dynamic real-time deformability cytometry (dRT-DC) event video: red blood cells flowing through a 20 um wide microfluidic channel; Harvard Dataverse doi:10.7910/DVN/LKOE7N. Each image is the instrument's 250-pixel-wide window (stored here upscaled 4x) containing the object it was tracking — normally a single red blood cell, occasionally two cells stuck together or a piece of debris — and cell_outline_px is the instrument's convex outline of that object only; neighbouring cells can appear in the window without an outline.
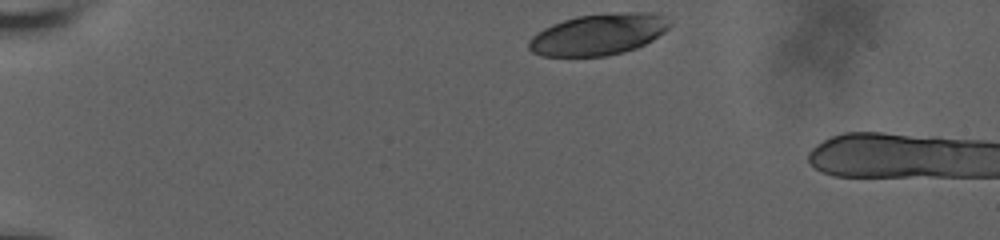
{"species": "human", "species_latin": "Homo sapiens", "temperature_condition": "room temperature", "stored_images_in_passage": 35, "camera_frame_rate_fps": 3000, "um_per_image_px": 0.085, "donor": {"sex": "male"}, "frame": {"image": 1, "passage_image": 1, "time_ms": 0.0, "image_size_px": [1000, 240], "cell_outline_px": [[672, 24], [664, 32], [652, 40], [636, 48], [624, 52], [608, 56], [540, 56], [532, 52], [528, 48], [528, 40], [536, 32], [552, 24], [576, 16], [620, 12], [652, 12], [664, 16]], "centroid_in_image_um": [50.85, 2.92], "position_along_channel_um": 34.1, "area_um2": 34.1}}
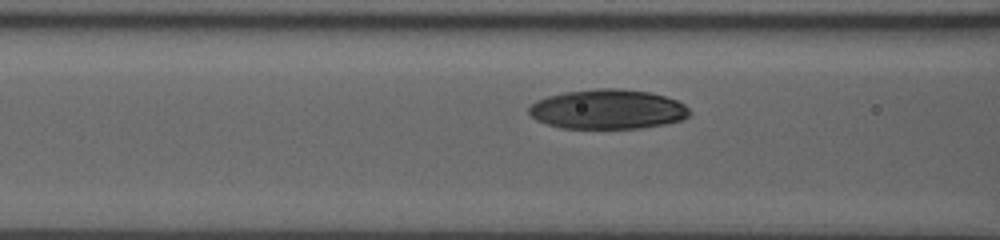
{"frame": {"image": 2, "passage_image": 25, "time_ms": 4.333, "image_size_px": [1000, 240], "cell_outline_px": [[692, 112], [688, 116], [680, 120], [664, 124], [640, 128], [560, 128], [536, 120], [528, 112], [528, 108], [536, 100], [548, 96], [564, 92], [596, 88], [620, 88], [648, 92], [664, 96], [676, 100], [684, 104]], "centroid_in_image_um": [51.64, 9.28], "position_along_channel_um": 115.0, "area_um2": 37.11}}
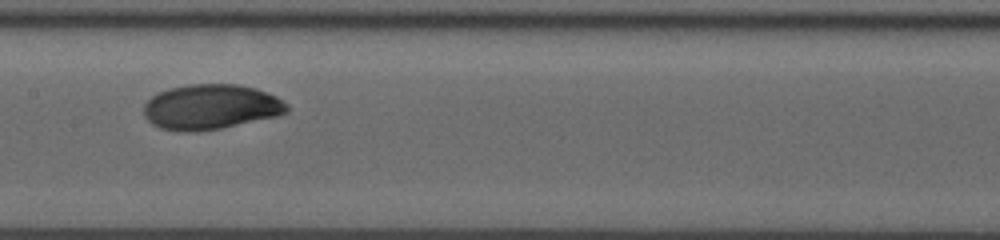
{"frame": {"image": 3, "passage_image": 34, "time_ms": 6.333, "image_size_px": [1000, 240], "cell_outline_px": [[288, 112], [276, 116], [220, 128], [200, 132], [180, 132], [160, 128], [152, 124], [144, 116], [144, 104], [152, 96], [168, 88], [188, 84], [240, 84], [256, 88], [276, 96], [284, 100], [288, 104]], "centroid_in_image_um": [17.91, 9.09], "position_along_channel_um": 189.5, "area_um2": 37.86}}